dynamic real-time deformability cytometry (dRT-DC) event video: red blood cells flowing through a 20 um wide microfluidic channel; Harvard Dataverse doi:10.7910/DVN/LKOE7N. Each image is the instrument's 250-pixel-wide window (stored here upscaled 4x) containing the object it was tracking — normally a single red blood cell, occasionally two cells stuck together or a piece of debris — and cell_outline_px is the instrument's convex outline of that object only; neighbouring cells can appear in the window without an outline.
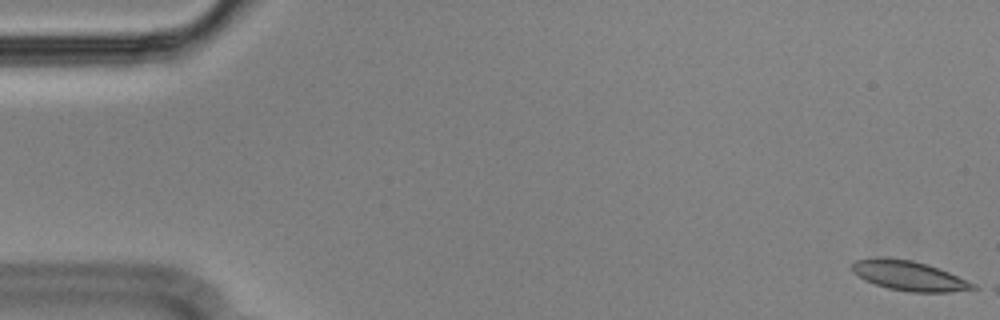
{"species": "Egyptian fruit bat (a non-hibernating species)", "species_latin": "Rousettus aegyptiacus", "temperature_condition": "cold", "stored_images_in_passage": 8, "camera_frame_rate_fps": 3000, "um_per_image_px": 0.085, "animal": {"sex": "male"}, "frame": {"image": 1, "passage_image": 1, "time_ms": 0.0, "image_size_px": [1000, 320], "cell_outline_px": [[980, 288], [948, 292], [912, 292], [888, 288], [864, 280], [852, 272], [852, 264], [856, 260], [912, 260], [928, 264], [948, 272], [976, 284]], "centroid_in_image_um": [77.34, 23.48], "position_along_channel_um": 7.7, "area_um2": 20.17}}